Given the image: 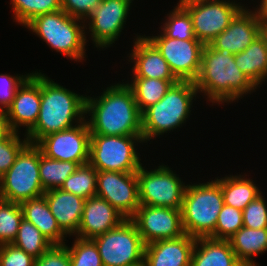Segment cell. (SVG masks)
Instances as JSON below:
<instances>
[{
	"instance_id": "obj_1",
	"label": "cell",
	"mask_w": 267,
	"mask_h": 266,
	"mask_svg": "<svg viewBox=\"0 0 267 266\" xmlns=\"http://www.w3.org/2000/svg\"><path fill=\"white\" fill-rule=\"evenodd\" d=\"M87 123L91 134L142 136L141 113L132 89L123 83L107 87L101 96H86Z\"/></svg>"
},
{
	"instance_id": "obj_2",
	"label": "cell",
	"mask_w": 267,
	"mask_h": 266,
	"mask_svg": "<svg viewBox=\"0 0 267 266\" xmlns=\"http://www.w3.org/2000/svg\"><path fill=\"white\" fill-rule=\"evenodd\" d=\"M194 83L199 93L216 104L235 102L257 88L236 66L233 54L216 50L210 44L203 47L201 68Z\"/></svg>"
},
{
	"instance_id": "obj_3",
	"label": "cell",
	"mask_w": 267,
	"mask_h": 266,
	"mask_svg": "<svg viewBox=\"0 0 267 266\" xmlns=\"http://www.w3.org/2000/svg\"><path fill=\"white\" fill-rule=\"evenodd\" d=\"M86 97L76 94L41 74V103L35 126L24 136L37 144L43 137L83 122ZM77 120V121H76ZM74 121L77 123L73 125Z\"/></svg>"
},
{
	"instance_id": "obj_4",
	"label": "cell",
	"mask_w": 267,
	"mask_h": 266,
	"mask_svg": "<svg viewBox=\"0 0 267 266\" xmlns=\"http://www.w3.org/2000/svg\"><path fill=\"white\" fill-rule=\"evenodd\" d=\"M224 206L220 179L188 184L183 195L181 217L184 232L193 238H214L218 215Z\"/></svg>"
},
{
	"instance_id": "obj_5",
	"label": "cell",
	"mask_w": 267,
	"mask_h": 266,
	"mask_svg": "<svg viewBox=\"0 0 267 266\" xmlns=\"http://www.w3.org/2000/svg\"><path fill=\"white\" fill-rule=\"evenodd\" d=\"M198 93L192 81H178L164 97L142 114V138L144 142L173 131L186 122L192 101Z\"/></svg>"
},
{
	"instance_id": "obj_6",
	"label": "cell",
	"mask_w": 267,
	"mask_h": 266,
	"mask_svg": "<svg viewBox=\"0 0 267 266\" xmlns=\"http://www.w3.org/2000/svg\"><path fill=\"white\" fill-rule=\"evenodd\" d=\"M84 22L59 10L39 15L25 27L41 37L52 49L80 62L85 58L87 42Z\"/></svg>"
},
{
	"instance_id": "obj_7",
	"label": "cell",
	"mask_w": 267,
	"mask_h": 266,
	"mask_svg": "<svg viewBox=\"0 0 267 266\" xmlns=\"http://www.w3.org/2000/svg\"><path fill=\"white\" fill-rule=\"evenodd\" d=\"M40 148L28 143L17 155L14 164L0 178L1 199L22 203L44 195L41 185Z\"/></svg>"
},
{
	"instance_id": "obj_8",
	"label": "cell",
	"mask_w": 267,
	"mask_h": 266,
	"mask_svg": "<svg viewBox=\"0 0 267 266\" xmlns=\"http://www.w3.org/2000/svg\"><path fill=\"white\" fill-rule=\"evenodd\" d=\"M142 136L91 134L89 163L97 171L137 172L142 166L135 144Z\"/></svg>"
},
{
	"instance_id": "obj_9",
	"label": "cell",
	"mask_w": 267,
	"mask_h": 266,
	"mask_svg": "<svg viewBox=\"0 0 267 266\" xmlns=\"http://www.w3.org/2000/svg\"><path fill=\"white\" fill-rule=\"evenodd\" d=\"M103 266L143 265L145 244L131 219L92 239Z\"/></svg>"
},
{
	"instance_id": "obj_10",
	"label": "cell",
	"mask_w": 267,
	"mask_h": 266,
	"mask_svg": "<svg viewBox=\"0 0 267 266\" xmlns=\"http://www.w3.org/2000/svg\"><path fill=\"white\" fill-rule=\"evenodd\" d=\"M140 205L182 208L185 183L168 166L160 165L150 171H137Z\"/></svg>"
},
{
	"instance_id": "obj_11",
	"label": "cell",
	"mask_w": 267,
	"mask_h": 266,
	"mask_svg": "<svg viewBox=\"0 0 267 266\" xmlns=\"http://www.w3.org/2000/svg\"><path fill=\"white\" fill-rule=\"evenodd\" d=\"M183 7L192 19L195 38L204 45L209 44L221 34L244 8L230 0H205L192 2Z\"/></svg>"
},
{
	"instance_id": "obj_12",
	"label": "cell",
	"mask_w": 267,
	"mask_h": 266,
	"mask_svg": "<svg viewBox=\"0 0 267 266\" xmlns=\"http://www.w3.org/2000/svg\"><path fill=\"white\" fill-rule=\"evenodd\" d=\"M147 38L161 52L171 72L179 81L194 82L200 72L204 44L198 39L179 40L167 37L163 32Z\"/></svg>"
},
{
	"instance_id": "obj_13",
	"label": "cell",
	"mask_w": 267,
	"mask_h": 266,
	"mask_svg": "<svg viewBox=\"0 0 267 266\" xmlns=\"http://www.w3.org/2000/svg\"><path fill=\"white\" fill-rule=\"evenodd\" d=\"M90 137L85 119L74 127L43 137L36 145L50 159L83 165L89 163Z\"/></svg>"
},
{
	"instance_id": "obj_14",
	"label": "cell",
	"mask_w": 267,
	"mask_h": 266,
	"mask_svg": "<svg viewBox=\"0 0 267 266\" xmlns=\"http://www.w3.org/2000/svg\"><path fill=\"white\" fill-rule=\"evenodd\" d=\"M96 196L130 219L140 206L137 172L97 171Z\"/></svg>"
},
{
	"instance_id": "obj_15",
	"label": "cell",
	"mask_w": 267,
	"mask_h": 266,
	"mask_svg": "<svg viewBox=\"0 0 267 266\" xmlns=\"http://www.w3.org/2000/svg\"><path fill=\"white\" fill-rule=\"evenodd\" d=\"M137 227L143 243L174 239L185 234L181 209L140 205L130 218Z\"/></svg>"
},
{
	"instance_id": "obj_16",
	"label": "cell",
	"mask_w": 267,
	"mask_h": 266,
	"mask_svg": "<svg viewBox=\"0 0 267 266\" xmlns=\"http://www.w3.org/2000/svg\"><path fill=\"white\" fill-rule=\"evenodd\" d=\"M133 0H102L87 18L89 32L96 47L107 48L120 36Z\"/></svg>"
},
{
	"instance_id": "obj_17",
	"label": "cell",
	"mask_w": 267,
	"mask_h": 266,
	"mask_svg": "<svg viewBox=\"0 0 267 266\" xmlns=\"http://www.w3.org/2000/svg\"><path fill=\"white\" fill-rule=\"evenodd\" d=\"M41 103V72L31 75L17 89L14 100L5 111L8 130L19 132L26 126V134L35 126Z\"/></svg>"
},
{
	"instance_id": "obj_18",
	"label": "cell",
	"mask_w": 267,
	"mask_h": 266,
	"mask_svg": "<svg viewBox=\"0 0 267 266\" xmlns=\"http://www.w3.org/2000/svg\"><path fill=\"white\" fill-rule=\"evenodd\" d=\"M260 22L261 18L255 11L244 7L209 44L216 50L238 54L260 35Z\"/></svg>"
},
{
	"instance_id": "obj_19",
	"label": "cell",
	"mask_w": 267,
	"mask_h": 266,
	"mask_svg": "<svg viewBox=\"0 0 267 266\" xmlns=\"http://www.w3.org/2000/svg\"><path fill=\"white\" fill-rule=\"evenodd\" d=\"M196 238L186 233L174 239L157 240L145 245L144 266H191Z\"/></svg>"
},
{
	"instance_id": "obj_20",
	"label": "cell",
	"mask_w": 267,
	"mask_h": 266,
	"mask_svg": "<svg viewBox=\"0 0 267 266\" xmlns=\"http://www.w3.org/2000/svg\"><path fill=\"white\" fill-rule=\"evenodd\" d=\"M126 218L108 201L98 196L85 200L84 209L77 231L82 239H93L117 227Z\"/></svg>"
},
{
	"instance_id": "obj_21",
	"label": "cell",
	"mask_w": 267,
	"mask_h": 266,
	"mask_svg": "<svg viewBox=\"0 0 267 266\" xmlns=\"http://www.w3.org/2000/svg\"><path fill=\"white\" fill-rule=\"evenodd\" d=\"M129 57L133 60L131 62H134L132 78L178 80L161 52L146 36H137Z\"/></svg>"
},
{
	"instance_id": "obj_22",
	"label": "cell",
	"mask_w": 267,
	"mask_h": 266,
	"mask_svg": "<svg viewBox=\"0 0 267 266\" xmlns=\"http://www.w3.org/2000/svg\"><path fill=\"white\" fill-rule=\"evenodd\" d=\"M60 229L69 236H76L79 229L85 199L60 188L51 189L43 195Z\"/></svg>"
},
{
	"instance_id": "obj_23",
	"label": "cell",
	"mask_w": 267,
	"mask_h": 266,
	"mask_svg": "<svg viewBox=\"0 0 267 266\" xmlns=\"http://www.w3.org/2000/svg\"><path fill=\"white\" fill-rule=\"evenodd\" d=\"M191 266H244L228 240L211 237L197 238L191 258Z\"/></svg>"
},
{
	"instance_id": "obj_24",
	"label": "cell",
	"mask_w": 267,
	"mask_h": 266,
	"mask_svg": "<svg viewBox=\"0 0 267 266\" xmlns=\"http://www.w3.org/2000/svg\"><path fill=\"white\" fill-rule=\"evenodd\" d=\"M21 207L23 218L36 226L46 239L53 245H64L67 235L60 229L44 196L26 200Z\"/></svg>"
},
{
	"instance_id": "obj_25",
	"label": "cell",
	"mask_w": 267,
	"mask_h": 266,
	"mask_svg": "<svg viewBox=\"0 0 267 266\" xmlns=\"http://www.w3.org/2000/svg\"><path fill=\"white\" fill-rule=\"evenodd\" d=\"M237 259L244 266H257L252 257L267 251V228H240L228 239Z\"/></svg>"
},
{
	"instance_id": "obj_26",
	"label": "cell",
	"mask_w": 267,
	"mask_h": 266,
	"mask_svg": "<svg viewBox=\"0 0 267 266\" xmlns=\"http://www.w3.org/2000/svg\"><path fill=\"white\" fill-rule=\"evenodd\" d=\"M234 60L256 87L267 79V46L260 35L244 51L235 54Z\"/></svg>"
},
{
	"instance_id": "obj_27",
	"label": "cell",
	"mask_w": 267,
	"mask_h": 266,
	"mask_svg": "<svg viewBox=\"0 0 267 266\" xmlns=\"http://www.w3.org/2000/svg\"><path fill=\"white\" fill-rule=\"evenodd\" d=\"M242 176L243 175H230L220 178L224 204L241 211L262 194L253 180Z\"/></svg>"
},
{
	"instance_id": "obj_28",
	"label": "cell",
	"mask_w": 267,
	"mask_h": 266,
	"mask_svg": "<svg viewBox=\"0 0 267 266\" xmlns=\"http://www.w3.org/2000/svg\"><path fill=\"white\" fill-rule=\"evenodd\" d=\"M179 80L154 78H133L127 85L132 89L136 104L142 114L147 108L159 102L171 86Z\"/></svg>"
},
{
	"instance_id": "obj_29",
	"label": "cell",
	"mask_w": 267,
	"mask_h": 266,
	"mask_svg": "<svg viewBox=\"0 0 267 266\" xmlns=\"http://www.w3.org/2000/svg\"><path fill=\"white\" fill-rule=\"evenodd\" d=\"M80 165L72 161H59L46 157L40 150L39 173L44 191L60 188L64 181L74 173Z\"/></svg>"
},
{
	"instance_id": "obj_30",
	"label": "cell",
	"mask_w": 267,
	"mask_h": 266,
	"mask_svg": "<svg viewBox=\"0 0 267 266\" xmlns=\"http://www.w3.org/2000/svg\"><path fill=\"white\" fill-rule=\"evenodd\" d=\"M12 244L35 259L42 256L49 250L53 244L46 239L36 226L22 219L19 225L18 233Z\"/></svg>"
},
{
	"instance_id": "obj_31",
	"label": "cell",
	"mask_w": 267,
	"mask_h": 266,
	"mask_svg": "<svg viewBox=\"0 0 267 266\" xmlns=\"http://www.w3.org/2000/svg\"><path fill=\"white\" fill-rule=\"evenodd\" d=\"M60 189L82 197L85 200L96 196L97 170L90 163L80 165L64 181Z\"/></svg>"
},
{
	"instance_id": "obj_32",
	"label": "cell",
	"mask_w": 267,
	"mask_h": 266,
	"mask_svg": "<svg viewBox=\"0 0 267 266\" xmlns=\"http://www.w3.org/2000/svg\"><path fill=\"white\" fill-rule=\"evenodd\" d=\"M14 19L26 26L35 17L61 10V0H11Z\"/></svg>"
},
{
	"instance_id": "obj_33",
	"label": "cell",
	"mask_w": 267,
	"mask_h": 266,
	"mask_svg": "<svg viewBox=\"0 0 267 266\" xmlns=\"http://www.w3.org/2000/svg\"><path fill=\"white\" fill-rule=\"evenodd\" d=\"M23 219L20 203L0 199V245L12 244Z\"/></svg>"
},
{
	"instance_id": "obj_34",
	"label": "cell",
	"mask_w": 267,
	"mask_h": 266,
	"mask_svg": "<svg viewBox=\"0 0 267 266\" xmlns=\"http://www.w3.org/2000/svg\"><path fill=\"white\" fill-rule=\"evenodd\" d=\"M172 12L168 14L161 31L172 39L189 40L196 39L193 32L192 19L188 11L183 7L177 5Z\"/></svg>"
},
{
	"instance_id": "obj_35",
	"label": "cell",
	"mask_w": 267,
	"mask_h": 266,
	"mask_svg": "<svg viewBox=\"0 0 267 266\" xmlns=\"http://www.w3.org/2000/svg\"><path fill=\"white\" fill-rule=\"evenodd\" d=\"M72 247H67L71 266H103L97 245L92 239L75 238Z\"/></svg>"
},
{
	"instance_id": "obj_36",
	"label": "cell",
	"mask_w": 267,
	"mask_h": 266,
	"mask_svg": "<svg viewBox=\"0 0 267 266\" xmlns=\"http://www.w3.org/2000/svg\"><path fill=\"white\" fill-rule=\"evenodd\" d=\"M19 133L8 130L0 137V178L14 164L17 155L29 143L28 139H20Z\"/></svg>"
},
{
	"instance_id": "obj_37",
	"label": "cell",
	"mask_w": 267,
	"mask_h": 266,
	"mask_svg": "<svg viewBox=\"0 0 267 266\" xmlns=\"http://www.w3.org/2000/svg\"><path fill=\"white\" fill-rule=\"evenodd\" d=\"M242 216L243 211L224 204L218 215L214 230V239L228 240L231 238L240 228L243 227Z\"/></svg>"
},
{
	"instance_id": "obj_38",
	"label": "cell",
	"mask_w": 267,
	"mask_h": 266,
	"mask_svg": "<svg viewBox=\"0 0 267 266\" xmlns=\"http://www.w3.org/2000/svg\"><path fill=\"white\" fill-rule=\"evenodd\" d=\"M261 194L243 209V226L250 229L267 228V205Z\"/></svg>"
},
{
	"instance_id": "obj_39",
	"label": "cell",
	"mask_w": 267,
	"mask_h": 266,
	"mask_svg": "<svg viewBox=\"0 0 267 266\" xmlns=\"http://www.w3.org/2000/svg\"><path fill=\"white\" fill-rule=\"evenodd\" d=\"M31 75L16 76L0 74V111L5 112L14 100L17 89Z\"/></svg>"
},
{
	"instance_id": "obj_40",
	"label": "cell",
	"mask_w": 267,
	"mask_h": 266,
	"mask_svg": "<svg viewBox=\"0 0 267 266\" xmlns=\"http://www.w3.org/2000/svg\"><path fill=\"white\" fill-rule=\"evenodd\" d=\"M35 258L14 246L0 245V266H34Z\"/></svg>"
},
{
	"instance_id": "obj_41",
	"label": "cell",
	"mask_w": 267,
	"mask_h": 266,
	"mask_svg": "<svg viewBox=\"0 0 267 266\" xmlns=\"http://www.w3.org/2000/svg\"><path fill=\"white\" fill-rule=\"evenodd\" d=\"M102 0H61V10L71 17L88 21Z\"/></svg>"
},
{
	"instance_id": "obj_42",
	"label": "cell",
	"mask_w": 267,
	"mask_h": 266,
	"mask_svg": "<svg viewBox=\"0 0 267 266\" xmlns=\"http://www.w3.org/2000/svg\"><path fill=\"white\" fill-rule=\"evenodd\" d=\"M34 266H71L66 244L53 245L42 256L35 259Z\"/></svg>"
},
{
	"instance_id": "obj_43",
	"label": "cell",
	"mask_w": 267,
	"mask_h": 266,
	"mask_svg": "<svg viewBox=\"0 0 267 266\" xmlns=\"http://www.w3.org/2000/svg\"><path fill=\"white\" fill-rule=\"evenodd\" d=\"M260 5L254 11L260 16V18L267 19V0H261Z\"/></svg>"
},
{
	"instance_id": "obj_44",
	"label": "cell",
	"mask_w": 267,
	"mask_h": 266,
	"mask_svg": "<svg viewBox=\"0 0 267 266\" xmlns=\"http://www.w3.org/2000/svg\"><path fill=\"white\" fill-rule=\"evenodd\" d=\"M260 36L264 40L265 45L267 46V19H265V18H261Z\"/></svg>"
},
{
	"instance_id": "obj_45",
	"label": "cell",
	"mask_w": 267,
	"mask_h": 266,
	"mask_svg": "<svg viewBox=\"0 0 267 266\" xmlns=\"http://www.w3.org/2000/svg\"><path fill=\"white\" fill-rule=\"evenodd\" d=\"M8 131V127L5 119V112L0 111V137Z\"/></svg>"
},
{
	"instance_id": "obj_46",
	"label": "cell",
	"mask_w": 267,
	"mask_h": 266,
	"mask_svg": "<svg viewBox=\"0 0 267 266\" xmlns=\"http://www.w3.org/2000/svg\"><path fill=\"white\" fill-rule=\"evenodd\" d=\"M197 1H205V0H179V3L177 5L183 6L192 2H197Z\"/></svg>"
}]
</instances>
